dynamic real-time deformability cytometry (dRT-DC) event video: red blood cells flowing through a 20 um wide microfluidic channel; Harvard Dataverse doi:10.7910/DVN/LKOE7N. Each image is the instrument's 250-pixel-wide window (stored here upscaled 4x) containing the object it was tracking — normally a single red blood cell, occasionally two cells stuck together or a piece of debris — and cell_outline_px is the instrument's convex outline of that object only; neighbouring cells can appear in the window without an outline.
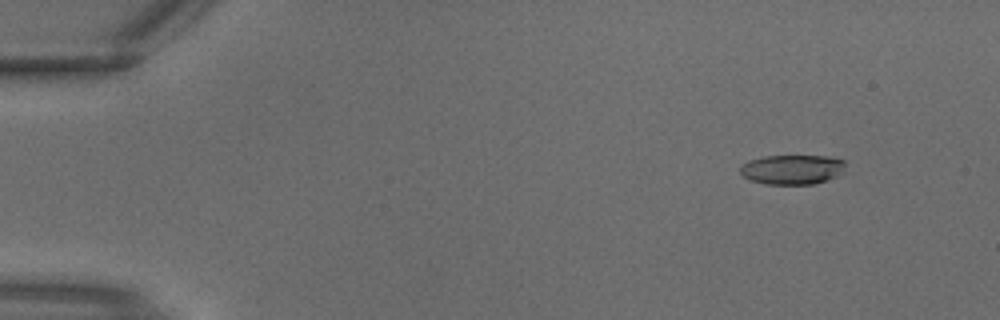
{"species": "common noctule bat (a hibernating species)", "species_latin": "Nyctalus noctula", "temperature_condition": "warm", "stored_images_in_passage": 2, "camera_frame_rate_fps": 3000, "um_per_image_px": 0.085, "animal": {"sex": "male", "body_mass_g": 18.8}, "frame": {"image": 1, "passage_image": 1, "time_ms": 0.0, "image_size_px": [1000, 320], "cell_outline_px": [[844, 172], [836, 176], [816, 184], [764, 184], [748, 180], [740, 172], [740, 168], [748, 160], [764, 156], [828, 156], [844, 160]], "centroid_in_image_um": [67.33, 14.41], "position_along_channel_um": 17.7, "area_um2": 18.26}}